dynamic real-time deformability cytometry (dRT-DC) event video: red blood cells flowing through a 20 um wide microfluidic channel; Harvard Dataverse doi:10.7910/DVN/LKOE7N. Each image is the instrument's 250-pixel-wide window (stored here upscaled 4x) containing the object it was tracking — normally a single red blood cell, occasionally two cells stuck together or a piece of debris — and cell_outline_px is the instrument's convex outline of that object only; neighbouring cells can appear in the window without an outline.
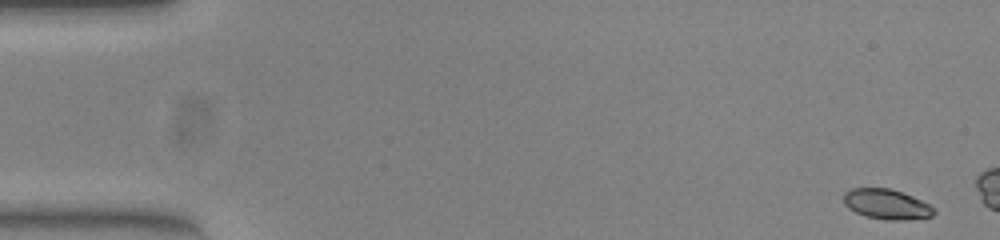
{"species": "common noctule bat (a hibernating species)", "species_latin": "Nyctalus noctula", "temperature_condition": "warm", "stored_images_in_passage": 11, "camera_frame_rate_fps": 3000, "um_per_image_px": 0.085, "animal": {"sex": "female", "body_mass_g": 23.0, "forearm_length_mm": 53.4}, "frame": {"image": 1, "passage_image": 1, "time_ms": 0.0, "image_size_px": [1000, 240], "cell_outline_px": [[936, 212], [932, 216], [904, 220], [888, 220], [868, 216], [856, 212], [848, 208], [844, 204], [844, 192], [852, 188], [888, 188], [912, 196], [928, 204]], "centroid_in_image_um": [75.33, 17.35], "position_along_channel_um": 9.7, "area_um2": 15.55}}